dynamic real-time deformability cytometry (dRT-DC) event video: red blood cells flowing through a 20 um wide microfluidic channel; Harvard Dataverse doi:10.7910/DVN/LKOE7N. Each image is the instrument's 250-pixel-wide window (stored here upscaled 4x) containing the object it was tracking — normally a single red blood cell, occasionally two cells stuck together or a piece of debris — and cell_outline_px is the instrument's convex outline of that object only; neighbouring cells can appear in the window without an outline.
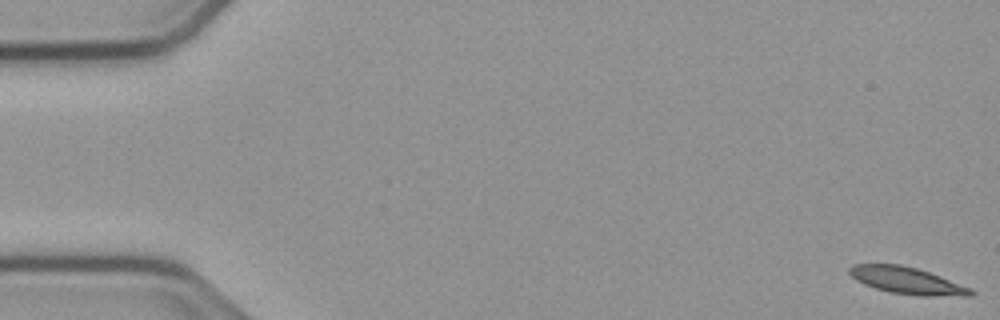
{"species": "common noctule bat (a hibernating species)", "species_latin": "Nyctalus noctula", "temperature_condition": "cold", "stored_images_in_passage": 55, "camera_frame_rate_fps": 3000, "um_per_image_px": 0.085, "animal": {"sex": "male", "body_mass_g": 23.1, "forearm_length_mm": 52.7}, "frame": {"image": 1, "passage_image": 1, "time_ms": 0.0, "image_size_px": [1000, 320], "cell_outline_px": [[976, 292], [972, 296], [920, 296], [888, 292], [864, 284], [856, 280], [848, 272], [848, 268], [852, 264], [900, 264], [916, 268], [940, 276], [972, 288]], "centroid_in_image_um": [77.12, 23.86], "position_along_channel_um": 7.9, "area_um2": 19.13}}
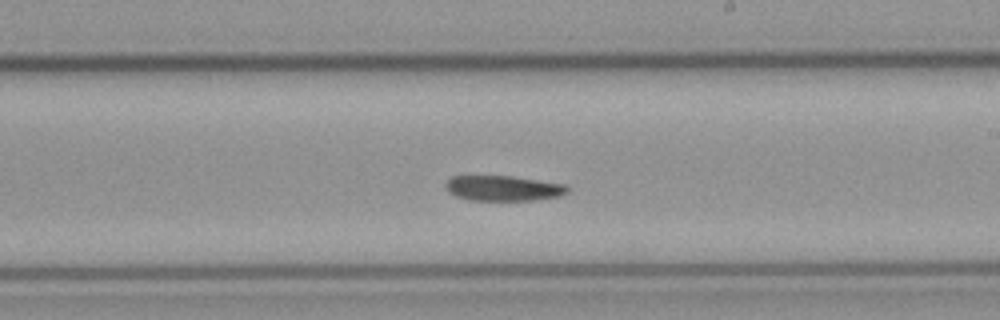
{"frame": {"image": 2, "passage_image": 32, "time_ms": 10.333, "image_size_px": [1000, 320], "cell_outline_px": [[568, 192], [560, 196], [532, 200], [468, 200], [456, 196], [448, 192], [444, 184], [452, 176], [512, 176], [568, 184]], "centroid_in_image_um": [42.79, 15.99], "position_along_channel_um": 246.2, "area_um2": 18.03}}
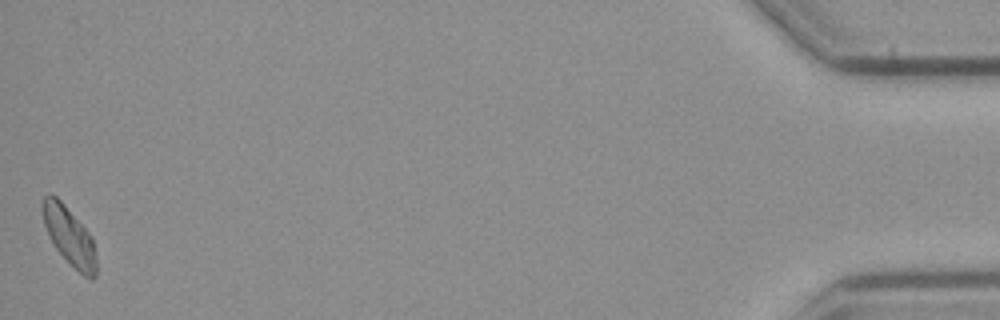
{"frame": {"image": 3, "passage_image": 55, "time_ms": 18.0, "image_size_px": [1000, 320], "cell_outline_px": [[96, 276], [92, 280], [84, 276], [56, 248], [44, 224], [40, 204], [44, 196], [48, 192], [56, 196], [64, 204], [92, 236], [96, 260]], "centroid_in_image_um": [5.88, 20.02], "position_along_channel_um": 429.3, "area_um2": 17.92}}